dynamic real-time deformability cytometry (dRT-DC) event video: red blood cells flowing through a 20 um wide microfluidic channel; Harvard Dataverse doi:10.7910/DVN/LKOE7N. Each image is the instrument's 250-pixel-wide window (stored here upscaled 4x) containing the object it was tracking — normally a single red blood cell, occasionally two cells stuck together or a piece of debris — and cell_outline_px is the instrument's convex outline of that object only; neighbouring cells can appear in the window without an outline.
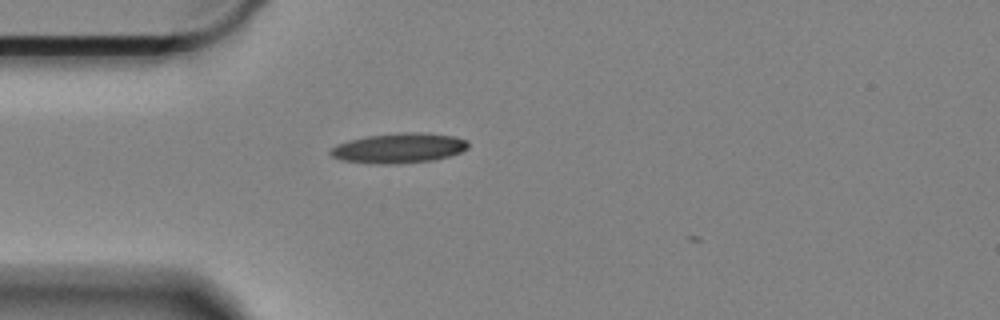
{"species": "Egyptian fruit bat (a non-hibernating species)", "species_latin": "Rousettus aegyptiacus", "temperature_condition": "cold", "stored_images_in_passage": 3, "camera_frame_rate_fps": 3000, "um_per_image_px": 0.085, "animal": {"sex": "female"}, "frame": {"image": 1, "passage_image": 2, "time_ms": 0.333, "image_size_px": [1000, 320], "cell_outline_px": [[468, 148], [460, 152], [448, 156], [432, 160], [396, 164], [380, 164], [340, 160], [332, 156], [328, 152], [336, 144], [368, 136], [400, 132], [420, 132], [456, 136], [468, 140]], "centroid_in_image_um": [33.92, 12.58], "position_along_channel_um": 51.1, "area_um2": 23.99}}